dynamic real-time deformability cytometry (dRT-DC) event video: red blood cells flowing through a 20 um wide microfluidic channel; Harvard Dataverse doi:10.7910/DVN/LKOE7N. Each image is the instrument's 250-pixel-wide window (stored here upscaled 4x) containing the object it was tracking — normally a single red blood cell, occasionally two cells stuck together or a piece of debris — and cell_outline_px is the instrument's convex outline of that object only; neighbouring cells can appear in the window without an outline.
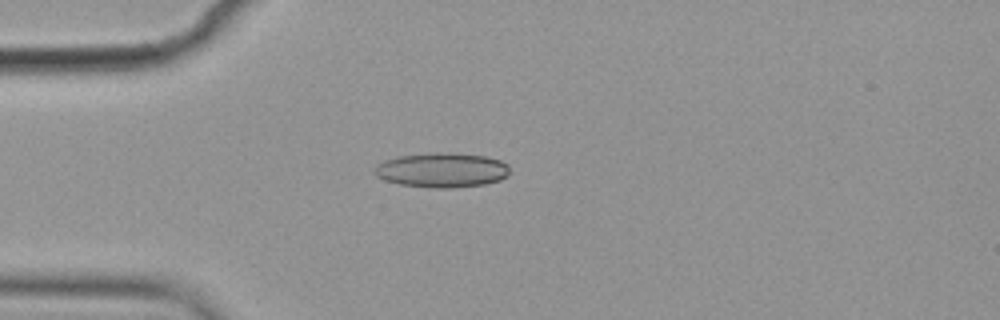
{"species": "common noctule bat (a hibernating species)", "species_latin": "Nyctalus noctula", "temperature_condition": "cold", "stored_images_in_passage": 52, "camera_frame_rate_fps": 3000, "um_per_image_px": 0.085, "animal": {"sex": "female", "body_mass_g": 19.9}, "frame": {"image": 1, "passage_image": 11, "time_ms": 3.333, "image_size_px": [1000, 320], "cell_outline_px": [[508, 176], [500, 180], [484, 184], [452, 188], [436, 188], [400, 184], [384, 180], [376, 176], [372, 172], [372, 168], [376, 164], [384, 160], [396, 156], [432, 152], [448, 152], [484, 156], [500, 160], [508, 164]], "centroid_in_image_um": [37.51, 14.45], "position_along_channel_um": 47.5, "area_um2": 27.63}}
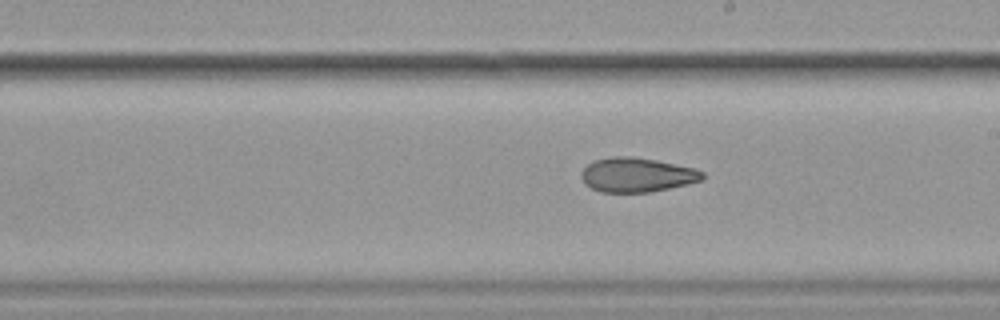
{"frame": {"image": 2, "passage_image": 28, "time_ms": 9.0, "image_size_px": [1000, 320], "cell_outline_px": [[704, 180], [668, 188], [648, 192], [600, 192], [584, 184], [580, 176], [580, 172], [592, 160], [612, 156], [632, 156], [656, 160], [692, 168], [704, 172]], "centroid_in_image_um": [54.08, 14.86], "position_along_channel_um": 234.9, "area_um2": 24.28}}
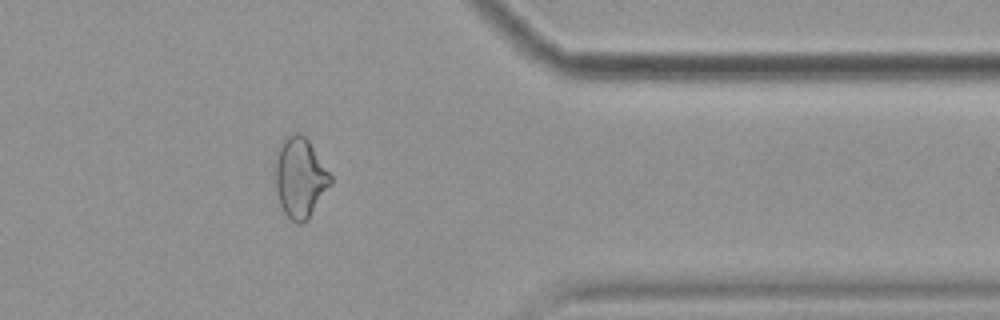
{"frame": {"image": 3, "passage_image": 42, "time_ms": 13.667, "image_size_px": [1000, 320], "cell_outline_px": [[332, 184], [308, 220], [300, 224], [296, 224], [284, 212], [280, 204], [276, 188], [272, 164], [276, 148], [280, 140], [284, 136], [292, 132], [300, 132], [308, 140], [332, 176]], "centroid_in_image_um": [25.46, 15.05], "position_along_channel_um": 385.9, "area_um2": 26.7}, "authors_computed_cell_mechanics": {"area_um2": 25.2297, "velocity_mm_per_s": 3.5611, "shape_relaxation_time_tau1_ms": null, "shape_relaxation_time_tau2_ms": 4.9483, "deformation_change_tau1": null, "deformation_change_tau2": 0.1192}}